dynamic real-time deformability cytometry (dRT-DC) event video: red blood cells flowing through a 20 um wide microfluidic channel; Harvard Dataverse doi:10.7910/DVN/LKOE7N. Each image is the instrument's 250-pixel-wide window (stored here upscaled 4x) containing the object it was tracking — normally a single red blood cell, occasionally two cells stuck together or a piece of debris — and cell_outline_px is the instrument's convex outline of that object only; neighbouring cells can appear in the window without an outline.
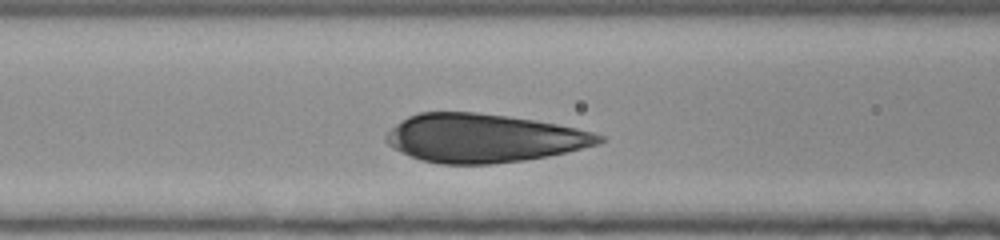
{"species": "human", "species_latin": "Homo sapiens", "temperature_condition": "room temperature", "stored_images_in_passage": 32, "camera_frame_rate_fps": 3000, "um_per_image_px": 0.085, "donor": {"sex": "female"}, "frame": {"image": 1, "passage_image": 10, "time_ms": 3.0, "image_size_px": [1000, 240], "cell_outline_px": [[604, 140], [600, 144], [548, 156], [524, 160], [492, 164], [440, 164], [420, 160], [400, 152], [392, 148], [384, 140], [384, 136], [396, 124], [408, 116], [420, 112], [476, 112], [508, 116], [556, 124], [576, 128], [592, 132], [604, 136]], "centroid_in_image_um": [41.07, 11.75], "position_along_channel_um": 125.5, "area_um2": 60.17}}
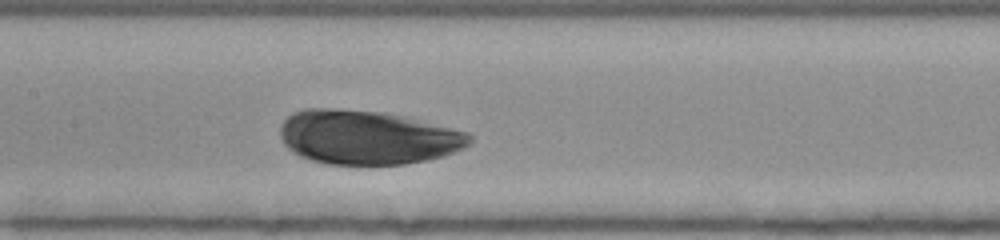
{"frame": {"image": 2, "passage_image": 14, "time_ms": 4.333, "image_size_px": [1000, 240], "cell_outline_px": [[472, 144], [464, 148], [444, 156], [428, 160], [404, 164], [328, 164], [312, 160], [300, 156], [292, 152], [284, 144], [280, 136], [280, 124], [292, 112], [304, 108], [336, 108], [380, 112], [404, 116], [468, 132], [472, 136]], "centroid_in_image_um": [31.23, 11.67], "position_along_channel_um": 176.2, "area_um2": 60.05}}